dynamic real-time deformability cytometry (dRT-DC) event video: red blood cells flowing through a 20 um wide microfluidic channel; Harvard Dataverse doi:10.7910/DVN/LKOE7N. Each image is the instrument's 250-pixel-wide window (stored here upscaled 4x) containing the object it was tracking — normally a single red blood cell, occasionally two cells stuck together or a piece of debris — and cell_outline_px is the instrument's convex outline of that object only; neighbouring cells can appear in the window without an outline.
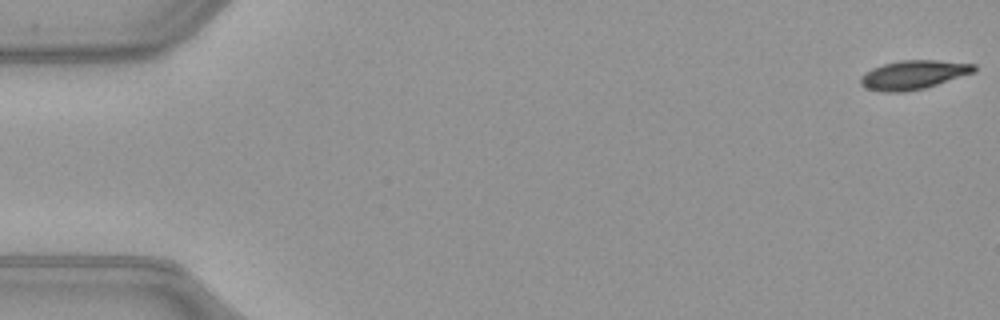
{"species": "common noctule bat (a hibernating species)", "species_latin": "Nyctalus noctula", "temperature_condition": "warm", "stored_images_in_passage": 8, "camera_frame_rate_fps": 3000, "um_per_image_px": 0.085, "animal": {"sex": "female", "body_mass_g": 21.9}, "frame": {"image": 1, "passage_image": 1, "time_ms": 0.0, "image_size_px": [1000, 320], "cell_outline_px": [[976, 72], [924, 88], [904, 92], [884, 92], [868, 88], [860, 84], [860, 76], [864, 72], [872, 68], [884, 64], [900, 60], [936, 60], [976, 64]], "centroid_in_image_um": [77.64, 6.35], "position_along_channel_um": 7.4, "area_um2": 19.13}}